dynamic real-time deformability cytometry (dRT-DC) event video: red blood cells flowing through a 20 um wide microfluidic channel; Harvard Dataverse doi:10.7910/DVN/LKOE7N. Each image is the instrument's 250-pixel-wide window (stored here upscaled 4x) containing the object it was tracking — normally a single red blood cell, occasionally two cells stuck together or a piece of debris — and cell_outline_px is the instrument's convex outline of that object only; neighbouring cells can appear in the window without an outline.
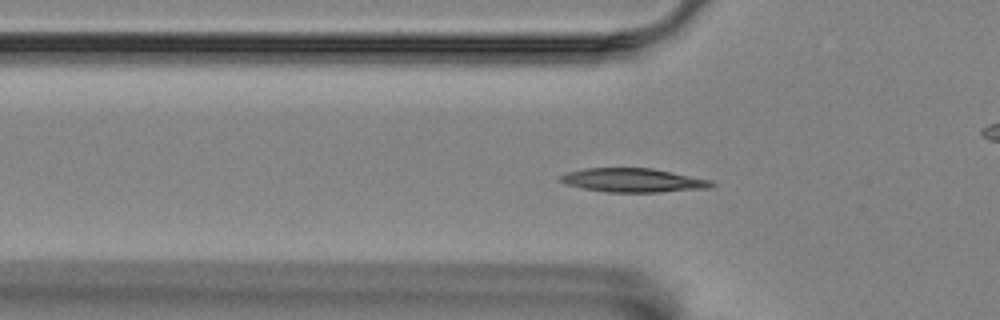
{"species": "Egyptian fruit bat (a non-hibernating species)", "species_latin": "Rousettus aegyptiacus", "temperature_condition": "room temperature", "stored_images_in_passage": 42, "camera_frame_rate_fps": 3000, "um_per_image_px": 0.085, "animal": {"sex": "female"}, "frame": {"image": 1, "passage_image": 3, "time_ms": 0.667, "image_size_px": [1000, 320], "cell_outline_px": [[716, 184], [712, 188], [660, 192], [604, 192], [584, 188], [568, 184], [560, 180], [560, 176], [568, 172], [584, 168], [652, 168], [712, 180]], "centroid_in_image_um": [53.88, 15.32], "position_along_channel_um": 71.9, "area_um2": 20.98}}
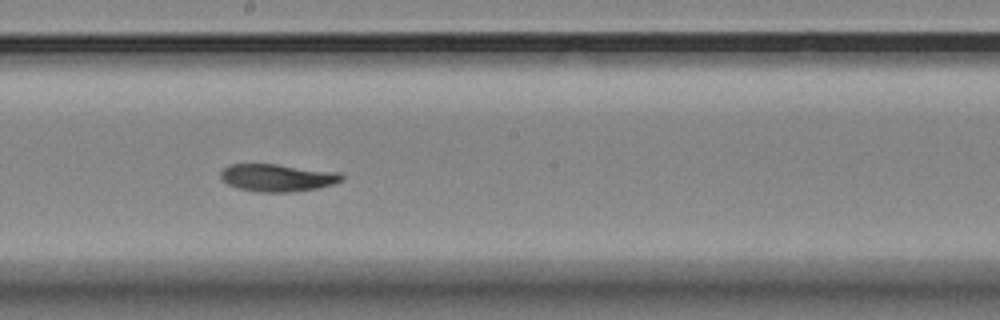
{"frame": {"image": 2, "passage_image": 16, "time_ms": 5.0, "image_size_px": [1000, 320], "cell_outline_px": [[344, 180], [332, 184], [316, 188], [296, 192], [256, 192], [236, 188], [228, 184], [220, 176], [220, 172], [228, 164], [276, 164], [340, 172], [344, 176]], "centroid_in_image_um": [23.58, 15.11], "position_along_channel_um": 224.6, "area_um2": 19.54}}
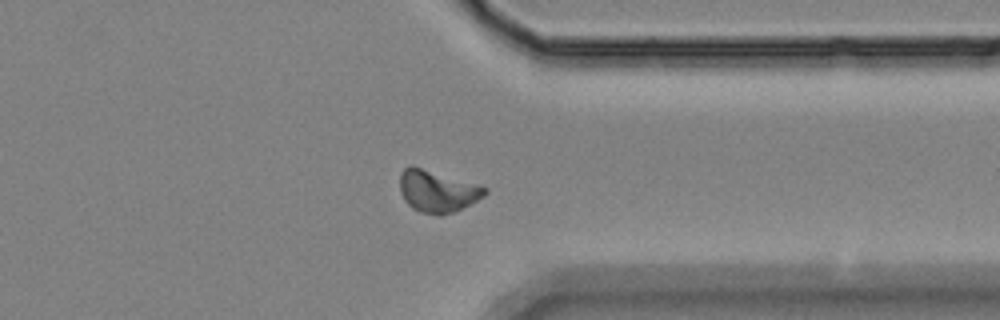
{"frame": {"image": 3, "passage_image": 29, "time_ms": 9.333, "image_size_px": [1000, 320], "cell_outline_px": [[488, 192], [484, 196], [452, 212], [440, 216], [436, 216], [420, 212], [412, 208], [404, 200], [400, 192], [400, 172], [408, 164], [412, 164], [488, 188]], "centroid_in_image_um": [37.11, 16.23], "position_along_channel_um": 374.3, "area_um2": 20.81}, "authors_computed_cell_mechanics": {"area_um2": 19.2474, "velocity_mm_per_s": 3.4989, "shape_relaxation_time_tau1_ms": null, "shape_relaxation_time_tau2_ms": 3.9229, "deformation_change_tau1": null, "deformation_change_tau2": 0.0779}}